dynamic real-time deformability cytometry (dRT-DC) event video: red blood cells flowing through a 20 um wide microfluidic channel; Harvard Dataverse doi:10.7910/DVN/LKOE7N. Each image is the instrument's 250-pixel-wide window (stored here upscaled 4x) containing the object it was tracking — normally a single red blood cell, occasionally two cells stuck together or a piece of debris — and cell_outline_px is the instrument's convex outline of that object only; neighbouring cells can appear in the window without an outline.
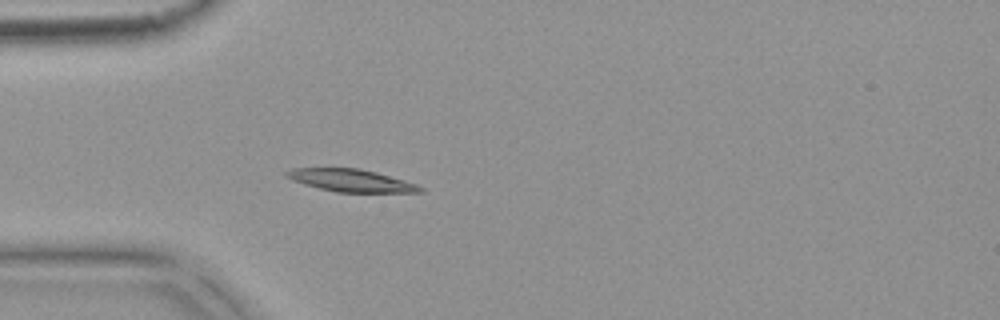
{"species": "common noctule bat (a hibernating species)", "species_latin": "Nyctalus noctula", "temperature_condition": "warm", "stored_images_in_passage": 3, "camera_frame_rate_fps": 3000, "um_per_image_px": 0.085, "animal": {"sex": "female", "body_mass_g": 18.4}, "frame": {"image": 1, "passage_image": 3, "time_ms": 0.667, "image_size_px": [1000, 320], "cell_outline_px": [[424, 192], [336, 192], [304, 184], [292, 180], [284, 172], [292, 168], [360, 168], [376, 172], [404, 180], [416, 184], [424, 188]], "centroid_in_image_um": [29.85, 15.33], "position_along_channel_um": 55.1, "area_um2": 17.34}}